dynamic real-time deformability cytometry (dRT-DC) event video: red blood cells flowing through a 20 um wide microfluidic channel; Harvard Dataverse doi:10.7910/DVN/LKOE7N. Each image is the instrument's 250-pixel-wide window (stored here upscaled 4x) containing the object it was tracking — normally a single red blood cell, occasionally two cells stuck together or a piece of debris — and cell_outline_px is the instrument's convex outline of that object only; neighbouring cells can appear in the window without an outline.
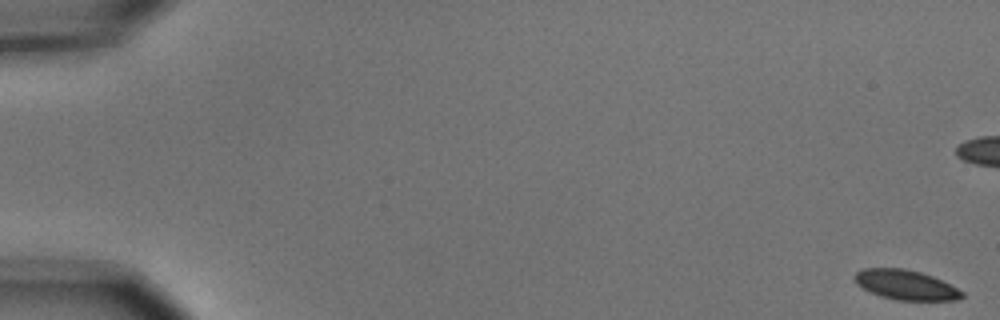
{"species": "common noctule bat (a hibernating species)", "species_latin": "Nyctalus noctula", "temperature_condition": "cold", "stored_images_in_passage": 18, "camera_frame_rate_fps": 3000, "um_per_image_px": 0.085, "animal": {"sex": "male", "body_mass_g": 15.6}, "frame": {"image": 1, "passage_image": 1, "time_ms": 0.0, "image_size_px": [1000, 320], "cell_outline_px": [[964, 296], [956, 300], [896, 300], [880, 296], [856, 284], [852, 276], [856, 272], [864, 268], [904, 268], [920, 272], [932, 276], [964, 292]], "centroid_in_image_um": [76.95, 24.21], "position_along_channel_um": 8.1, "area_um2": 18.5}}
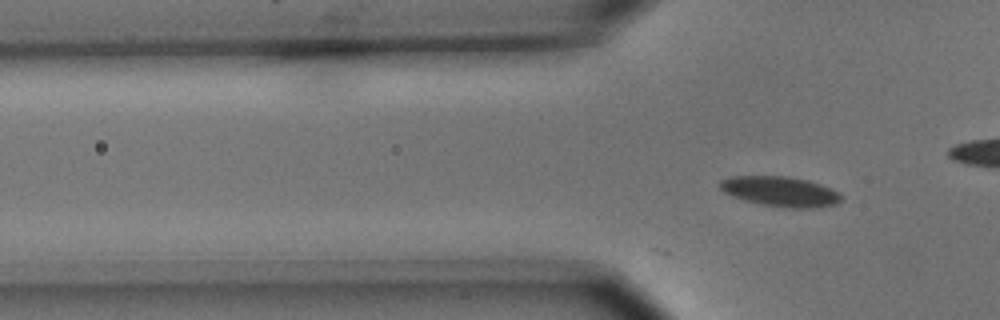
{"frame": {"image": 2, "passage_image": 18, "time_ms": 5.667, "image_size_px": [1000, 320], "cell_outline_px": [[844, 200], [836, 204], [820, 208], [792, 208], [760, 204], [732, 196], [724, 192], [720, 188], [720, 180], [728, 176], [788, 176], [808, 180], [832, 188], [840, 192], [844, 196]], "centroid_in_image_um": [66.4, 16.28], "position_along_channel_um": 59.4, "area_um2": 21.56}}